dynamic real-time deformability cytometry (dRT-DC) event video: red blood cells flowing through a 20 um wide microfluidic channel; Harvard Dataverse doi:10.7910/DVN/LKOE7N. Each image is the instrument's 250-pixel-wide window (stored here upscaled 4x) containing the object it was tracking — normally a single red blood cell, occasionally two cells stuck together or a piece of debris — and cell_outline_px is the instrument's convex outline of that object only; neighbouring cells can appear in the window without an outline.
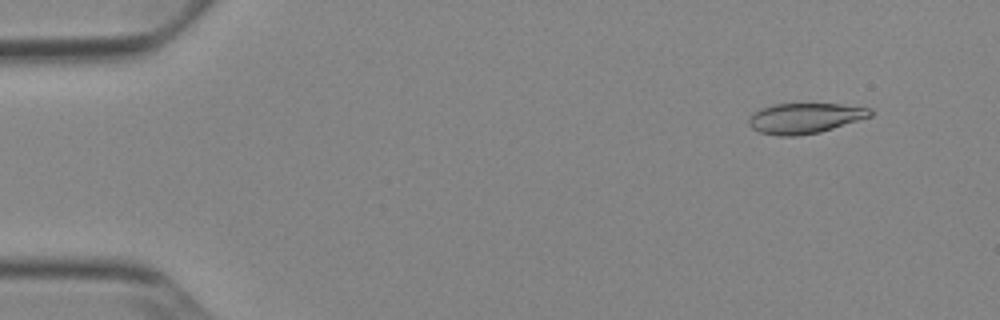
{"species": "Egyptian fruit bat (a non-hibernating species)", "species_latin": "Rousettus aegyptiacus", "temperature_condition": "cold", "stored_images_in_passage": 52, "camera_frame_rate_fps": 3000, "um_per_image_px": 0.085, "animal": {"sex": "female"}, "frame": {"image": 1, "passage_image": 5, "time_ms": 1.333, "image_size_px": [1000, 320], "cell_outline_px": [[872, 116], [820, 132], [796, 136], [780, 136], [760, 132], [752, 128], [748, 124], [748, 120], [760, 108], [772, 104], [840, 104], [872, 108]], "centroid_in_image_um": [68.43, 10.04], "position_along_channel_um": 16.6, "area_um2": 21.39}}
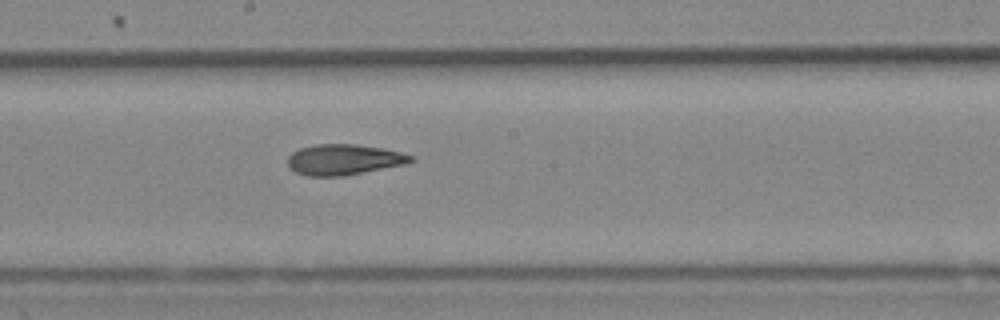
{"frame": {"image": 2, "passage_image": 29, "time_ms": 9.333, "image_size_px": [1000, 320], "cell_outline_px": [[416, 160], [404, 164], [344, 176], [308, 176], [296, 172], [288, 164], [288, 156], [292, 152], [300, 148], [316, 144], [356, 144], [380, 148], [400, 152], [412, 156]], "centroid_in_image_um": [29.21, 13.56], "position_along_channel_um": 219.0, "area_um2": 21.79}}
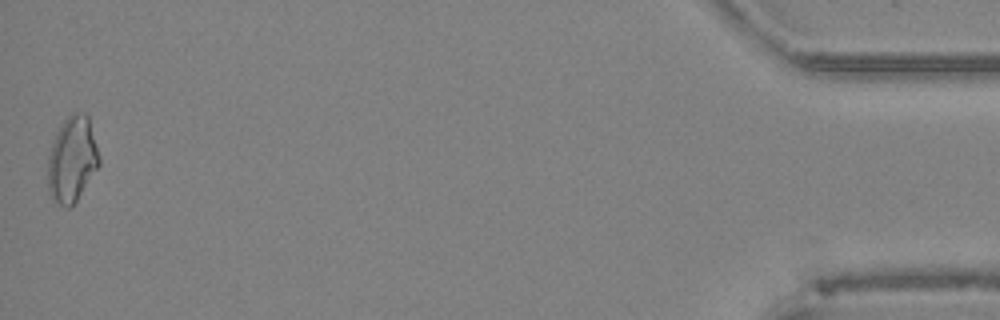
{"frame": {"image": 3, "passage_image": 52, "time_ms": 17.0, "image_size_px": [1000, 320], "cell_outline_px": [[100, 164], [76, 200], [68, 208], [64, 208], [52, 200], [48, 192], [48, 156], [52, 140], [56, 132], [64, 120], [72, 112], [84, 112], [88, 116], [100, 156]], "centroid_in_image_um": [6.11, 13.54], "position_along_channel_um": 429.1, "area_um2": 25.72}, "authors_computed_cell_mechanics": {"area_um2": 22.2241, "velocity_mm_per_s": 3.9023, "shape_relaxation_time_tau1_ms": 10.309, "shape_relaxation_time_tau2_ms": 8.0143, "deformation_change_tau1": 0.2251, "deformation_change_tau2": 0.182}}